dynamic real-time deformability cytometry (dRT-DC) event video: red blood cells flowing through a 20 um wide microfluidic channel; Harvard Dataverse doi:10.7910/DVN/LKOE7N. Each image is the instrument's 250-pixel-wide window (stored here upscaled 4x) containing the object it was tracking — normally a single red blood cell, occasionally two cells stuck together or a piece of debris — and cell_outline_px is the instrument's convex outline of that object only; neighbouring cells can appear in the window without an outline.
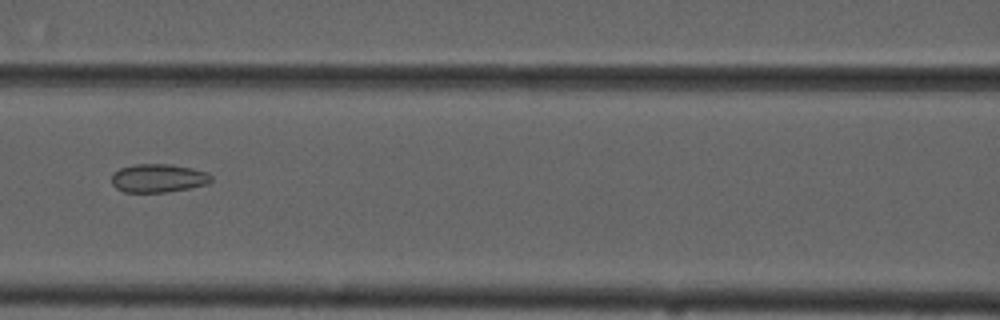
{"species": "common noctule bat (a hibernating species)", "species_latin": "Nyctalus noctula", "temperature_condition": "cold", "stored_images_in_passage": 8, "camera_frame_rate_fps": 3000, "um_per_image_px": 0.085, "animal": {"sex": "male", "forearm_length_mm": 52.5}, "frame": {"image": 1, "passage_image": 8, "time_ms": 8.0, "image_size_px": [1000, 320], "cell_outline_px": [[212, 180], [208, 184], [168, 192], [124, 192], [116, 188], [112, 184], [112, 176], [120, 168], [136, 164], [168, 164], [192, 168], [208, 172], [212, 176]], "centroid_in_image_um": [13.48, 15.14], "position_along_channel_um": 153.1, "area_um2": 16.47}}